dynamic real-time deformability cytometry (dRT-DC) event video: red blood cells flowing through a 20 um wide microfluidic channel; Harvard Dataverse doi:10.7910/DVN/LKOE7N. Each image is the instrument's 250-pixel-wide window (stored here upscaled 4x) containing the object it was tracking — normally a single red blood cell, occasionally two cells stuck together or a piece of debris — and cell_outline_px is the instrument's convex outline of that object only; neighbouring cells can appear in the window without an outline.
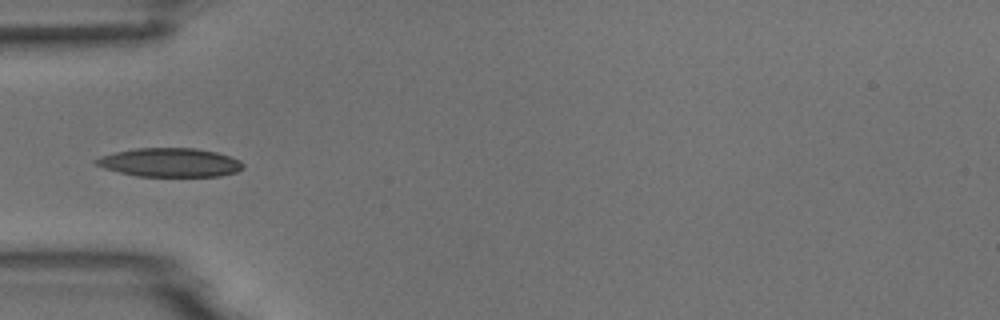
{"species": "common noctule bat (a hibernating species)", "species_latin": "Nyctalus noctula", "temperature_condition": "room temperature", "stored_images_in_passage": 5, "camera_frame_rate_fps": 3000, "um_per_image_px": 0.085, "animal": {"sex": "male", "body_mass_g": 18.8}, "frame": {"image": 1, "passage_image": 5, "time_ms": 4.667, "image_size_px": [1000, 320], "cell_outline_px": [[244, 168], [236, 172], [220, 176], [136, 176], [104, 168], [96, 164], [92, 160], [100, 156], [116, 152], [136, 148], [196, 148], [216, 152], [240, 160], [244, 164]], "centroid_in_image_um": [14.45, 13.81], "position_along_channel_um": 70.6, "area_um2": 24.62}}